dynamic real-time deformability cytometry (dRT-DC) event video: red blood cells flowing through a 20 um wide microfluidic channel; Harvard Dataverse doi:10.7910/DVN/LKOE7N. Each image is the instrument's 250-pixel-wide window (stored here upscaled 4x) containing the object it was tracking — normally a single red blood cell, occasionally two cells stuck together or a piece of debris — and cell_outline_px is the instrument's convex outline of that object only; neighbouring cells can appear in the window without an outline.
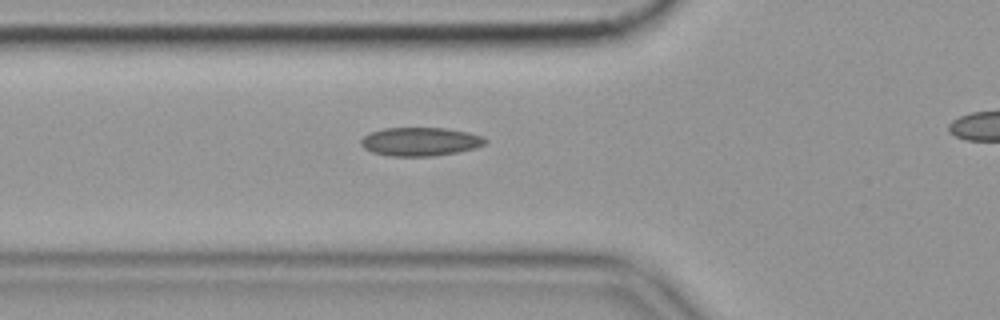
{"species": "common noctule bat (a hibernating species)", "species_latin": "Nyctalus noctula", "temperature_condition": "cold", "stored_images_in_passage": 31, "camera_frame_rate_fps": 3000, "um_per_image_px": 0.085, "animal": {"sex": "female", "body_mass_g": 19.9}, "frame": {"image": 1, "passage_image": 5, "time_ms": 1.333, "image_size_px": [1000, 320], "cell_outline_px": [[488, 140], [484, 144], [476, 148], [460, 152], [432, 156], [388, 156], [372, 152], [364, 148], [360, 144], [360, 140], [368, 132], [384, 128], [444, 128], [468, 132], [484, 136]], "centroid_in_image_um": [35.72, 12.04], "position_along_channel_um": 90.1, "area_um2": 20.92}, "authors_computed_cell_mechanics": {"area_um2": 19.363, "velocity_mm_per_s": 3.5712, "shape_relaxation_time_tau1_ms": null, "shape_relaxation_time_tau2_ms": 3.8569, "deformation_change_tau1": null, "deformation_change_tau2": 0.0901}}